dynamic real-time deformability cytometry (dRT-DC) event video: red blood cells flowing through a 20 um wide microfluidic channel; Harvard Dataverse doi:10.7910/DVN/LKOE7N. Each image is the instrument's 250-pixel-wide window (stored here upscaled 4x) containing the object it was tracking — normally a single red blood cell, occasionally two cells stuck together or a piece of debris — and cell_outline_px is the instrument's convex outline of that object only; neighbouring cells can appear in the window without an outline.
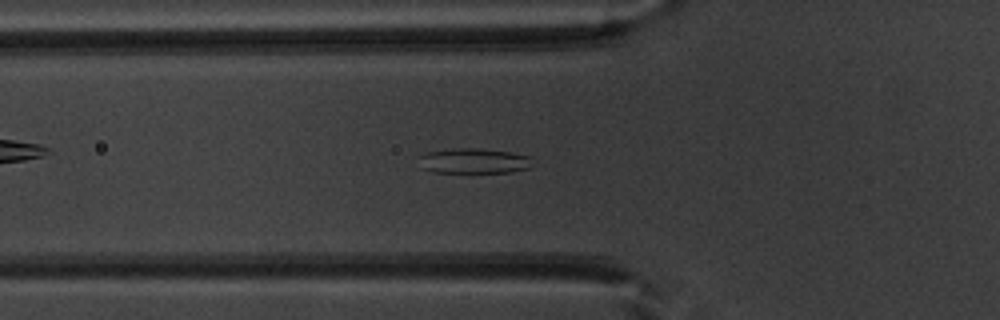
{"species": "common noctule bat (a hibernating species)", "species_latin": "Nyctalus noctula", "temperature_condition": "warm", "stored_images_in_passage": 51, "camera_frame_rate_fps": 3000, "um_per_image_px": 0.085, "animal": {"sex": "male", "body_mass_g": 20.1, "forearm_length_mm": 53.5}, "frame": {"image": 1, "passage_image": 18, "time_ms": 5.667, "image_size_px": [1000, 320], "cell_outline_px": [[528, 168], [512, 172], [432, 172], [420, 168], [420, 156], [428, 152], [452, 148], [472, 148], [508, 152], [528, 156]], "centroid_in_image_um": [40.17, 13.68], "position_along_channel_um": 85.6, "area_um2": 16.24}}
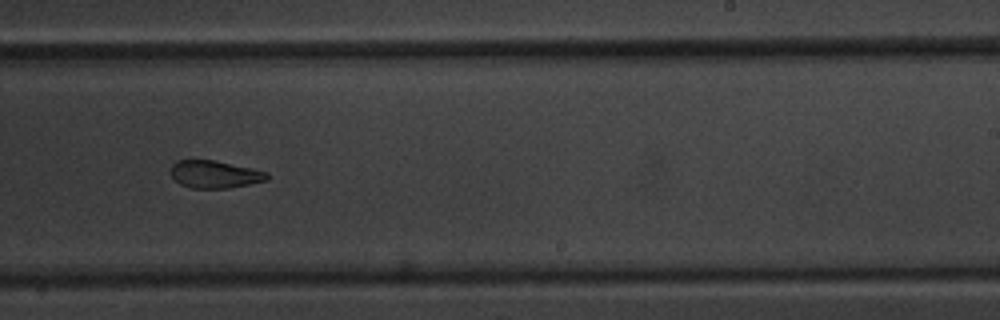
{"frame": {"image": 2, "passage_image": 32, "time_ms": 10.333, "image_size_px": [1000, 320], "cell_outline_px": [[268, 180], [228, 188], [192, 188], [180, 184], [172, 176], [172, 164], [176, 160], [216, 160], [252, 168], [268, 172]], "centroid_in_image_um": [18.27, 14.81], "position_along_channel_um": 270.7, "area_um2": 15.37}}
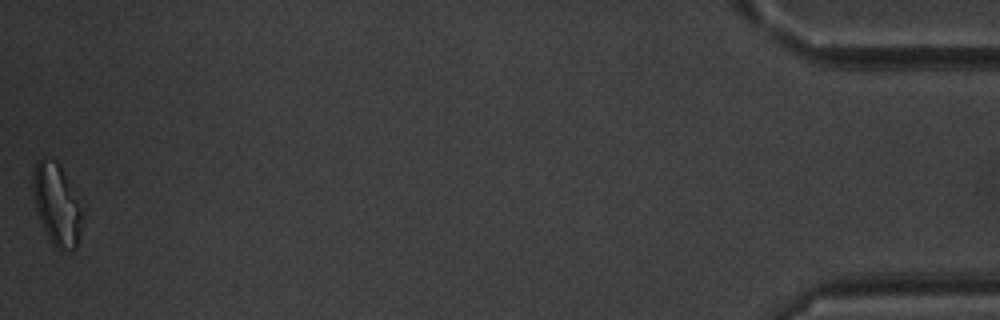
{"frame": {"image": 3, "passage_image": 51, "time_ms": 16.667, "image_size_px": [1000, 320], "cell_outline_px": [[80, 232], [76, 248], [72, 252], [60, 252], [52, 244], [44, 228], [36, 208], [32, 188], [32, 176], [36, 160], [44, 156], [56, 160], [60, 164], [76, 200], [80, 212]], "centroid_in_image_um": [4.77, 17.38], "position_along_channel_um": 430.4, "area_um2": 22.95}, "authors_computed_cell_mechanics": {"area_um2": 18.4382, "velocity_mm_per_s": 3.9515, "shape_relaxation_time_tau1_ms": 4.8602, "shape_relaxation_time_tau2_ms": 3.2645, "deformation_change_tau1": 0.1562, "deformation_change_tau2": 0.0911}}